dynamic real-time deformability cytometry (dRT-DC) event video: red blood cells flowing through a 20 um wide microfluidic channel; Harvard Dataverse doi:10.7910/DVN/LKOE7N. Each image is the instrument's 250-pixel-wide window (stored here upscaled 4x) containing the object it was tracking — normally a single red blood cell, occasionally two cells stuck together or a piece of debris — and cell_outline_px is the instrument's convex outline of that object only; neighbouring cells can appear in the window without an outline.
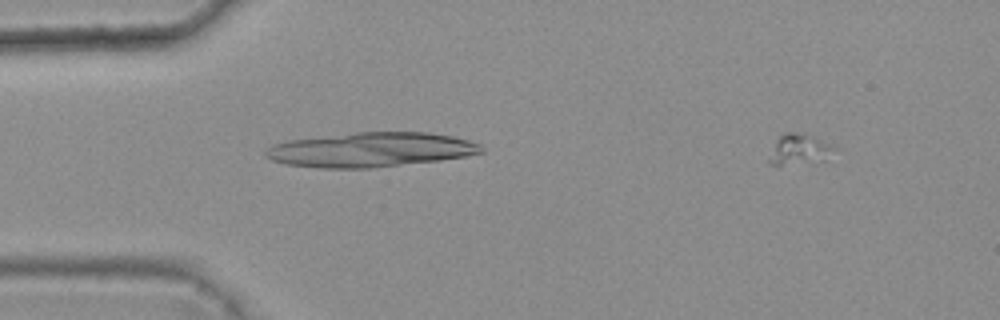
{"species": "common noctule bat (a hibernating species)", "species_latin": "Nyctalus noctula", "temperature_condition": "warm", "stored_images_in_passage": 4, "camera_frame_rate_fps": 3000, "um_per_image_px": 0.085, "animal": {"sex": "female", "body_mass_g": 25.1}, "frame": {"image": 1, "passage_image": 2, "time_ms": 0.333, "image_size_px": [1000, 320], "cell_outline_px": [[840, 148], [824, 160], [780, 164], [768, 164], [768, 160], [776, 140], [784, 132], [796, 132], [808, 136]], "centroid_in_image_um": [67.95, 12.69], "position_along_channel_um": 17.1, "area_um2": 11.1}}